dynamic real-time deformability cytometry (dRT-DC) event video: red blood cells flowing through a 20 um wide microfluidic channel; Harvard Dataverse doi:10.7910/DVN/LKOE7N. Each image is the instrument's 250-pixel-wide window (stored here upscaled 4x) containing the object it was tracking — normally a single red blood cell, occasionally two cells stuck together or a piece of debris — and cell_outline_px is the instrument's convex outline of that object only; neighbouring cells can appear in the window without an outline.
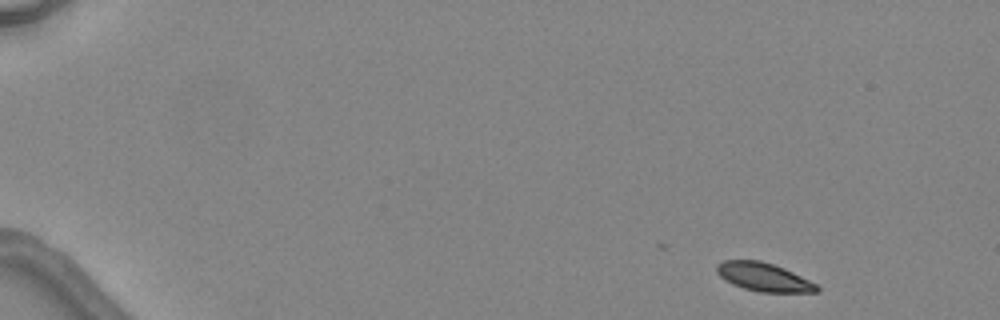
{"species": "common noctule bat (a hibernating species)", "species_latin": "Nyctalus noctula", "temperature_condition": "warm", "stored_images_in_passage": 2, "camera_frame_rate_fps": 3000, "um_per_image_px": 0.085, "animal": {"sex": "female", "body_mass_g": 24.6, "forearm_length_mm": 56.2}, "frame": {"image": 1, "passage_image": 1, "time_ms": 0.0, "image_size_px": [1000, 320], "cell_outline_px": [[820, 292], [760, 292], [744, 288], [732, 284], [720, 276], [716, 272], [716, 264], [724, 260], [760, 260], [784, 268], [816, 284], [820, 288]], "centroid_in_image_um": [64.89, 23.54], "position_along_channel_um": 20.1, "area_um2": 16.47}}